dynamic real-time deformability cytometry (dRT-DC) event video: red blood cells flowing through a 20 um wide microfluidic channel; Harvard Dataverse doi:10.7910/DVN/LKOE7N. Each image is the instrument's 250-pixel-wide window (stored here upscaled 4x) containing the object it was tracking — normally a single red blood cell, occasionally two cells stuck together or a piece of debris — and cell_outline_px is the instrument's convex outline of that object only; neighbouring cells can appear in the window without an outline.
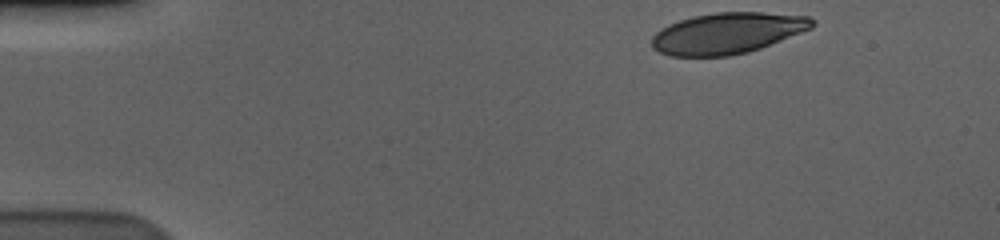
{"species": "human", "species_latin": "Homo sapiens", "temperature_condition": "cold", "stored_images_in_passage": 42, "camera_frame_rate_fps": 3000, "um_per_image_px": 0.085, "donor": {"sex": "male"}, "frame": {"image": 1, "passage_image": 1, "time_ms": 0.0, "image_size_px": [1000, 240], "cell_outline_px": [[816, 24], [812, 28], [760, 48], [748, 52], [728, 56], [668, 56], [652, 48], [652, 36], [660, 28], [668, 24], [692, 16], [716, 12], [764, 12], [808, 16], [816, 20]], "centroid_in_image_um": [61.82, 2.81], "position_along_channel_um": 23.2, "area_um2": 38.55}}
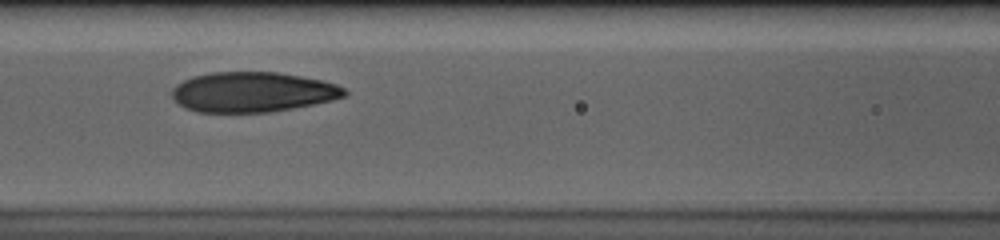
{"frame": {"image": 2, "passage_image": 19, "time_ms": 6.0, "image_size_px": [1000, 240], "cell_outline_px": [[348, 92], [344, 96], [332, 100], [292, 108], [268, 112], [196, 112], [184, 108], [172, 96], [172, 88], [176, 84], [192, 76], [212, 72], [276, 72], [324, 80], [336, 84], [344, 88]], "centroid_in_image_um": [21.46, 7.82], "position_along_channel_um": 145.1, "area_um2": 40.23}}
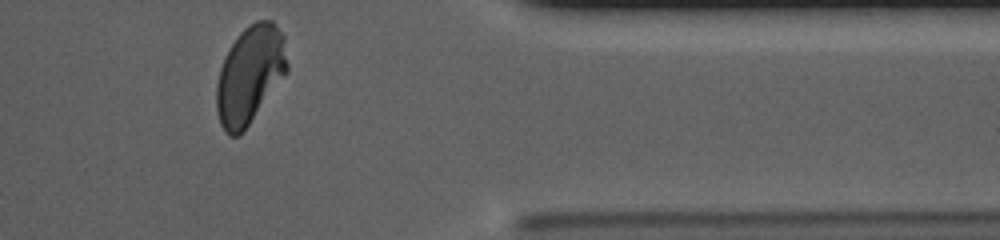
{"frame": {"image": 3, "passage_image": 41, "time_ms": 13.333, "image_size_px": [1000, 240], "cell_outline_px": [[288, 72], [240, 136], [228, 136], [224, 132], [220, 124], [216, 108], [216, 84], [220, 68], [224, 56], [240, 32], [244, 28], [256, 20], [272, 20], [284, 36], [288, 64]], "centroid_in_image_um": [21.24, 6.37], "position_along_channel_um": 390.2, "area_um2": 40.58}, "authors_computed_cell_mechanics": {"area_um2": 40.6045, "velocity_mm_per_s": 3.5807, "shape_relaxation_time_tau1_ms": 4.9976, "shape_relaxation_time_tau2_ms": 1.1036, "deformation_change_tau1": 0.1823, "deformation_change_tau2": 0.0626}}